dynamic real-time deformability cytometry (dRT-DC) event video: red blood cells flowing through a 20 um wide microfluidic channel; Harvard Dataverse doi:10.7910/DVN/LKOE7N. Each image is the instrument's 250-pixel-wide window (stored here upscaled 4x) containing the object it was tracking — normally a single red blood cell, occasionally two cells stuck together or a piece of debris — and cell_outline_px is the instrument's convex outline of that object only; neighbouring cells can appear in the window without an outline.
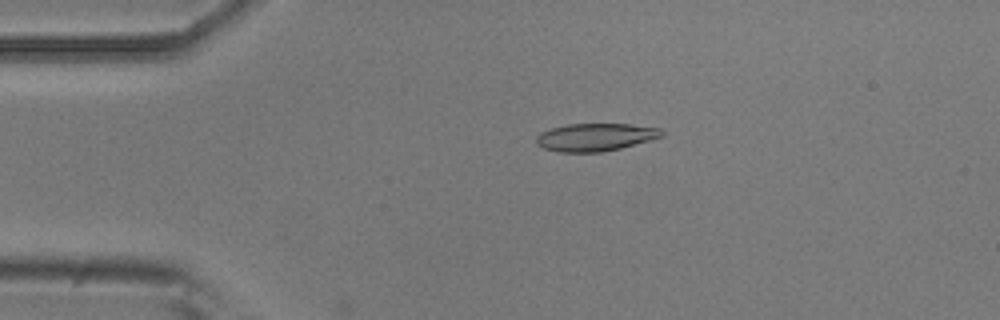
{"species": "common noctule bat (a hibernating species)", "species_latin": "Nyctalus noctula", "temperature_condition": "room temperature", "stored_images_in_passage": 48, "camera_frame_rate_fps": 3000, "um_per_image_px": 0.085, "animal": {"sex": "male", "body_mass_g": 20.5, "forearm_length_mm": 52.5}, "frame": {"image": 1, "passage_image": 10, "time_ms": 3.0, "image_size_px": [1000, 320], "cell_outline_px": [[664, 136], [652, 140], [620, 148], [600, 152], [560, 152], [544, 148], [536, 144], [536, 136], [540, 132], [552, 128], [568, 124], [628, 124], [660, 128], [664, 132]], "centroid_in_image_um": [50.62, 11.66], "position_along_channel_um": 34.4, "area_um2": 20.29}}
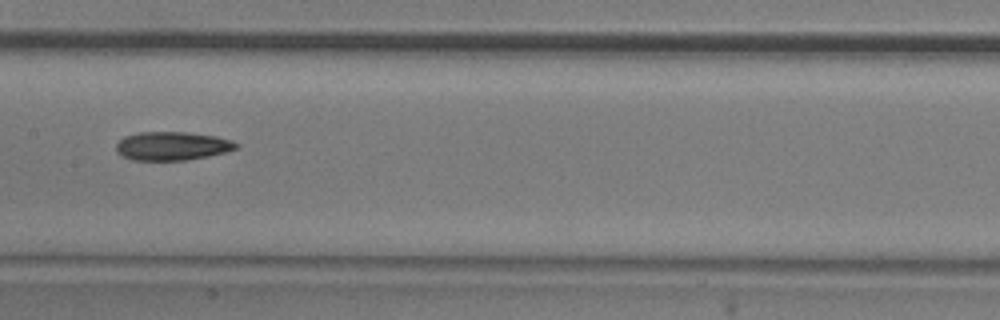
{"frame": {"image": 2, "passage_image": 25, "time_ms": 8.0, "image_size_px": [1000, 320], "cell_outline_px": [[240, 144], [236, 148], [224, 152], [208, 156], [184, 160], [132, 160], [120, 156], [116, 152], [116, 144], [124, 136], [140, 132], [188, 132], [216, 136], [232, 140]], "centroid_in_image_um": [14.6, 12.4], "position_along_channel_um": 192.8, "area_um2": 20.06}}
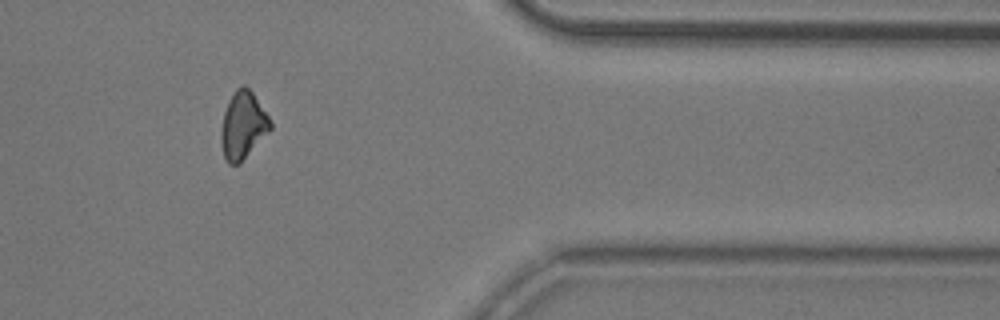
{"frame": {"image": 3, "passage_image": 42, "time_ms": 13.667, "image_size_px": [1000, 320], "cell_outline_px": [[272, 128], [240, 164], [228, 164], [224, 156], [220, 136], [220, 132], [224, 112], [228, 100], [236, 88], [240, 84], [244, 84], [252, 92], [268, 116], [272, 124]], "centroid_in_image_um": [20.64, 10.65], "position_along_channel_um": 390.8, "area_um2": 19.31}}